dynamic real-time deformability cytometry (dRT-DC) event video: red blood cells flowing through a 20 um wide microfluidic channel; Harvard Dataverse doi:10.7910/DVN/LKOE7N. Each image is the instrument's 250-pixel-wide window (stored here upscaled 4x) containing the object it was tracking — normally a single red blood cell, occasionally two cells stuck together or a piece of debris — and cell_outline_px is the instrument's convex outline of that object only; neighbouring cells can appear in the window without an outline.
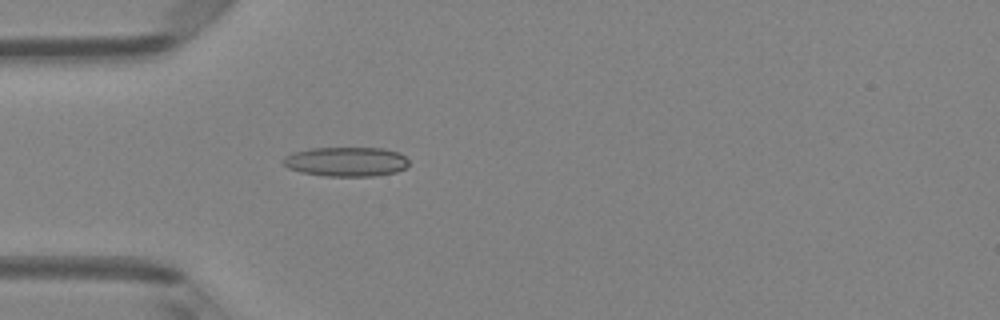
{"species": "Egyptian fruit bat (a non-hibernating species)", "species_latin": "Rousettus aegyptiacus", "temperature_condition": "room temperature", "stored_images_in_passage": 4, "camera_frame_rate_fps": 3000, "um_per_image_px": 0.085, "animal": {"sex": "female"}, "frame": {"image": 1, "passage_image": 4, "time_ms": 1.0, "image_size_px": [1000, 320], "cell_outline_px": [[408, 164], [404, 168], [396, 172], [372, 176], [324, 176], [300, 172], [288, 168], [280, 160], [284, 156], [292, 152], [312, 148], [384, 148], [400, 152], [408, 160]], "centroid_in_image_um": [29.39, 13.74], "position_along_channel_um": 55.6, "area_um2": 21.73}}